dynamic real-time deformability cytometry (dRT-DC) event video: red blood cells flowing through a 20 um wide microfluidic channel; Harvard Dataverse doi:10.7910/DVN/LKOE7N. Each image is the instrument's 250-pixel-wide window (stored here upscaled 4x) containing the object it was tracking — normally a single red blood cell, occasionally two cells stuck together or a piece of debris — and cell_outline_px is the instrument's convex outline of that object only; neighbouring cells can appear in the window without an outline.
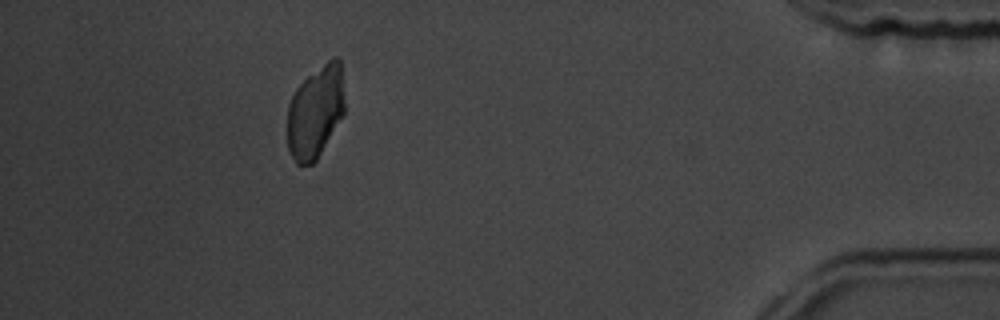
{"species": "common noctule bat (a hibernating species)", "species_latin": "Nyctalus noctula", "temperature_condition": "room temperature", "stored_images_in_passage": 39, "camera_frame_rate_fps": 3000, "um_per_image_px": 0.085, "animal": {"sex": "male", "body_mass_g": 19.5, "forearm_length_mm": 54.6}, "frame": {"image": 1, "passage_image": 34, "time_ms": 11.0, "image_size_px": [1000, 320], "cell_outline_px": [[344, 116], [316, 160], [312, 164], [296, 164], [288, 152], [288, 104], [296, 88], [308, 76], [332, 56], [336, 56], [340, 60], [344, 100]], "centroid_in_image_um": [26.81, 9.52], "position_along_channel_um": 408.4, "area_um2": 30.98}}